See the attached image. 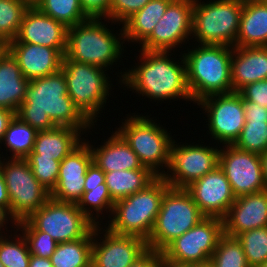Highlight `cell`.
Masks as SVG:
<instances>
[{
    "label": "cell",
    "instance_id": "1",
    "mask_svg": "<svg viewBox=\"0 0 267 267\" xmlns=\"http://www.w3.org/2000/svg\"><path fill=\"white\" fill-rule=\"evenodd\" d=\"M138 53L135 56V66L129 69L125 67L118 74L111 73L119 77L115 80L123 90L128 89L132 93L135 91L136 97L142 96V99L148 98V101L151 99L150 102L153 100L163 103L164 100H169L170 103L181 99L193 102L187 86L186 64L182 52L178 55L180 58H176V51L172 53L139 49Z\"/></svg>",
    "mask_w": 267,
    "mask_h": 267
},
{
    "label": "cell",
    "instance_id": "2",
    "mask_svg": "<svg viewBox=\"0 0 267 267\" xmlns=\"http://www.w3.org/2000/svg\"><path fill=\"white\" fill-rule=\"evenodd\" d=\"M16 116L37 131L55 126L73 127L78 130H94L92 124L74 105L68 96L64 73L58 72L30 80L24 102Z\"/></svg>",
    "mask_w": 267,
    "mask_h": 267
},
{
    "label": "cell",
    "instance_id": "3",
    "mask_svg": "<svg viewBox=\"0 0 267 267\" xmlns=\"http://www.w3.org/2000/svg\"><path fill=\"white\" fill-rule=\"evenodd\" d=\"M112 25L121 26L108 18L90 17L84 22L68 27L64 58L102 67L107 71L110 69L111 73V69H114L112 66L122 65V57H126L124 28L121 26L114 33Z\"/></svg>",
    "mask_w": 267,
    "mask_h": 267
},
{
    "label": "cell",
    "instance_id": "4",
    "mask_svg": "<svg viewBox=\"0 0 267 267\" xmlns=\"http://www.w3.org/2000/svg\"><path fill=\"white\" fill-rule=\"evenodd\" d=\"M192 45V46H190ZM191 48H189V47ZM183 52L186 80L193 104L214 94L233 92L231 82L232 47L190 43Z\"/></svg>",
    "mask_w": 267,
    "mask_h": 267
},
{
    "label": "cell",
    "instance_id": "5",
    "mask_svg": "<svg viewBox=\"0 0 267 267\" xmlns=\"http://www.w3.org/2000/svg\"><path fill=\"white\" fill-rule=\"evenodd\" d=\"M145 114L134 112L126 114V117L123 115L122 124L117 125L115 130L136 153L141 164L162 177L169 167L171 145L177 135L172 136L173 133L160 124L159 117L157 120L154 116L150 117L151 113Z\"/></svg>",
    "mask_w": 267,
    "mask_h": 267
},
{
    "label": "cell",
    "instance_id": "6",
    "mask_svg": "<svg viewBox=\"0 0 267 267\" xmlns=\"http://www.w3.org/2000/svg\"><path fill=\"white\" fill-rule=\"evenodd\" d=\"M168 187L163 177H157L143 190L116 201L104 227L116 234L137 236L147 241Z\"/></svg>",
    "mask_w": 267,
    "mask_h": 267
},
{
    "label": "cell",
    "instance_id": "7",
    "mask_svg": "<svg viewBox=\"0 0 267 267\" xmlns=\"http://www.w3.org/2000/svg\"><path fill=\"white\" fill-rule=\"evenodd\" d=\"M61 71L66 79L68 96L80 112L97 127L106 103L110 102V92L115 89L111 88L115 87L112 83L114 78L102 67L68 58H63Z\"/></svg>",
    "mask_w": 267,
    "mask_h": 267
},
{
    "label": "cell",
    "instance_id": "8",
    "mask_svg": "<svg viewBox=\"0 0 267 267\" xmlns=\"http://www.w3.org/2000/svg\"><path fill=\"white\" fill-rule=\"evenodd\" d=\"M242 7L234 0H194L191 42L236 47Z\"/></svg>",
    "mask_w": 267,
    "mask_h": 267
},
{
    "label": "cell",
    "instance_id": "9",
    "mask_svg": "<svg viewBox=\"0 0 267 267\" xmlns=\"http://www.w3.org/2000/svg\"><path fill=\"white\" fill-rule=\"evenodd\" d=\"M205 216L185 188L168 187L161 200L147 247L162 252L172 241L198 224Z\"/></svg>",
    "mask_w": 267,
    "mask_h": 267
},
{
    "label": "cell",
    "instance_id": "10",
    "mask_svg": "<svg viewBox=\"0 0 267 267\" xmlns=\"http://www.w3.org/2000/svg\"><path fill=\"white\" fill-rule=\"evenodd\" d=\"M0 170L7 187L10 213L18 222L51 198L50 191L35 178L26 159L0 158Z\"/></svg>",
    "mask_w": 267,
    "mask_h": 267
},
{
    "label": "cell",
    "instance_id": "11",
    "mask_svg": "<svg viewBox=\"0 0 267 267\" xmlns=\"http://www.w3.org/2000/svg\"><path fill=\"white\" fill-rule=\"evenodd\" d=\"M178 140L176 137L172 142L169 167L162 177L170 187L186 188L219 165L221 146H215L214 142L207 144L203 139H200L203 144L199 140L198 143Z\"/></svg>",
    "mask_w": 267,
    "mask_h": 267
},
{
    "label": "cell",
    "instance_id": "12",
    "mask_svg": "<svg viewBox=\"0 0 267 267\" xmlns=\"http://www.w3.org/2000/svg\"><path fill=\"white\" fill-rule=\"evenodd\" d=\"M203 111L206 122V137L218 146L233 145L245 125L243 98L238 92L214 94L196 103ZM208 125V126H207Z\"/></svg>",
    "mask_w": 267,
    "mask_h": 267
},
{
    "label": "cell",
    "instance_id": "13",
    "mask_svg": "<svg viewBox=\"0 0 267 267\" xmlns=\"http://www.w3.org/2000/svg\"><path fill=\"white\" fill-rule=\"evenodd\" d=\"M27 220L38 231L48 233L58 243L83 238L94 227L76 203L59 202L52 198Z\"/></svg>",
    "mask_w": 267,
    "mask_h": 267
},
{
    "label": "cell",
    "instance_id": "14",
    "mask_svg": "<svg viewBox=\"0 0 267 267\" xmlns=\"http://www.w3.org/2000/svg\"><path fill=\"white\" fill-rule=\"evenodd\" d=\"M223 233V219L205 217L172 241L161 253L176 263L189 265L206 263L210 261Z\"/></svg>",
    "mask_w": 267,
    "mask_h": 267
},
{
    "label": "cell",
    "instance_id": "15",
    "mask_svg": "<svg viewBox=\"0 0 267 267\" xmlns=\"http://www.w3.org/2000/svg\"><path fill=\"white\" fill-rule=\"evenodd\" d=\"M193 5L194 0H173L151 34L138 48L172 52L186 49V45L191 43L189 40L192 35Z\"/></svg>",
    "mask_w": 267,
    "mask_h": 267
},
{
    "label": "cell",
    "instance_id": "16",
    "mask_svg": "<svg viewBox=\"0 0 267 267\" xmlns=\"http://www.w3.org/2000/svg\"><path fill=\"white\" fill-rule=\"evenodd\" d=\"M219 167L224 171L236 198L267 189L259 154L234 145H223L219 151Z\"/></svg>",
    "mask_w": 267,
    "mask_h": 267
},
{
    "label": "cell",
    "instance_id": "17",
    "mask_svg": "<svg viewBox=\"0 0 267 267\" xmlns=\"http://www.w3.org/2000/svg\"><path fill=\"white\" fill-rule=\"evenodd\" d=\"M148 249L144 239L94 225L91 267H128Z\"/></svg>",
    "mask_w": 267,
    "mask_h": 267
},
{
    "label": "cell",
    "instance_id": "18",
    "mask_svg": "<svg viewBox=\"0 0 267 267\" xmlns=\"http://www.w3.org/2000/svg\"><path fill=\"white\" fill-rule=\"evenodd\" d=\"M205 217L224 219L236 197L219 165L185 188Z\"/></svg>",
    "mask_w": 267,
    "mask_h": 267
},
{
    "label": "cell",
    "instance_id": "19",
    "mask_svg": "<svg viewBox=\"0 0 267 267\" xmlns=\"http://www.w3.org/2000/svg\"><path fill=\"white\" fill-rule=\"evenodd\" d=\"M92 162L90 147L83 141L61 160L57 184L50 197L59 202L77 203L84 193L86 171Z\"/></svg>",
    "mask_w": 267,
    "mask_h": 267
},
{
    "label": "cell",
    "instance_id": "20",
    "mask_svg": "<svg viewBox=\"0 0 267 267\" xmlns=\"http://www.w3.org/2000/svg\"><path fill=\"white\" fill-rule=\"evenodd\" d=\"M67 27L30 6L22 19L16 37L7 43H31L56 50H66Z\"/></svg>",
    "mask_w": 267,
    "mask_h": 267
},
{
    "label": "cell",
    "instance_id": "21",
    "mask_svg": "<svg viewBox=\"0 0 267 267\" xmlns=\"http://www.w3.org/2000/svg\"><path fill=\"white\" fill-rule=\"evenodd\" d=\"M4 48L17 61L23 76L29 81L61 70L66 51L31 43H6Z\"/></svg>",
    "mask_w": 267,
    "mask_h": 267
},
{
    "label": "cell",
    "instance_id": "22",
    "mask_svg": "<svg viewBox=\"0 0 267 267\" xmlns=\"http://www.w3.org/2000/svg\"><path fill=\"white\" fill-rule=\"evenodd\" d=\"M267 226V189L239 196L223 219L224 233L236 237L238 234Z\"/></svg>",
    "mask_w": 267,
    "mask_h": 267
},
{
    "label": "cell",
    "instance_id": "23",
    "mask_svg": "<svg viewBox=\"0 0 267 267\" xmlns=\"http://www.w3.org/2000/svg\"><path fill=\"white\" fill-rule=\"evenodd\" d=\"M109 136L107 139L104 138V140L101 138L103 141H101V145H95L93 142H89L90 140L88 138H84V141L90 147L93 162L99 168L104 172H112L115 170H133L143 167L136 153L124 138L116 130H113V127Z\"/></svg>",
    "mask_w": 267,
    "mask_h": 267
},
{
    "label": "cell",
    "instance_id": "24",
    "mask_svg": "<svg viewBox=\"0 0 267 267\" xmlns=\"http://www.w3.org/2000/svg\"><path fill=\"white\" fill-rule=\"evenodd\" d=\"M261 80H267V47H232L233 92Z\"/></svg>",
    "mask_w": 267,
    "mask_h": 267
},
{
    "label": "cell",
    "instance_id": "25",
    "mask_svg": "<svg viewBox=\"0 0 267 267\" xmlns=\"http://www.w3.org/2000/svg\"><path fill=\"white\" fill-rule=\"evenodd\" d=\"M86 133L93 136L90 130H78L73 127L55 126L49 130L38 131L33 152L61 162L84 141L88 135ZM83 135L85 137H82Z\"/></svg>",
    "mask_w": 267,
    "mask_h": 267
},
{
    "label": "cell",
    "instance_id": "26",
    "mask_svg": "<svg viewBox=\"0 0 267 267\" xmlns=\"http://www.w3.org/2000/svg\"><path fill=\"white\" fill-rule=\"evenodd\" d=\"M29 82L17 61L3 47L0 50V108L17 113L24 102Z\"/></svg>",
    "mask_w": 267,
    "mask_h": 267
},
{
    "label": "cell",
    "instance_id": "27",
    "mask_svg": "<svg viewBox=\"0 0 267 267\" xmlns=\"http://www.w3.org/2000/svg\"><path fill=\"white\" fill-rule=\"evenodd\" d=\"M267 47V0L244 4L236 47Z\"/></svg>",
    "mask_w": 267,
    "mask_h": 267
},
{
    "label": "cell",
    "instance_id": "28",
    "mask_svg": "<svg viewBox=\"0 0 267 267\" xmlns=\"http://www.w3.org/2000/svg\"><path fill=\"white\" fill-rule=\"evenodd\" d=\"M172 1L150 0L142 9L128 18L122 24L126 44L128 46L130 43L140 45L151 34Z\"/></svg>",
    "mask_w": 267,
    "mask_h": 267
},
{
    "label": "cell",
    "instance_id": "29",
    "mask_svg": "<svg viewBox=\"0 0 267 267\" xmlns=\"http://www.w3.org/2000/svg\"><path fill=\"white\" fill-rule=\"evenodd\" d=\"M158 176L147 167L105 172V183L114 202L146 188Z\"/></svg>",
    "mask_w": 267,
    "mask_h": 267
},
{
    "label": "cell",
    "instance_id": "30",
    "mask_svg": "<svg viewBox=\"0 0 267 267\" xmlns=\"http://www.w3.org/2000/svg\"><path fill=\"white\" fill-rule=\"evenodd\" d=\"M37 132L35 128H32L15 115L0 143V158L25 159L33 151ZM1 146H4V152L6 149V154L8 152L10 154H3Z\"/></svg>",
    "mask_w": 267,
    "mask_h": 267
},
{
    "label": "cell",
    "instance_id": "31",
    "mask_svg": "<svg viewBox=\"0 0 267 267\" xmlns=\"http://www.w3.org/2000/svg\"><path fill=\"white\" fill-rule=\"evenodd\" d=\"M93 228L75 241L58 243L50 260L53 267H91Z\"/></svg>",
    "mask_w": 267,
    "mask_h": 267
},
{
    "label": "cell",
    "instance_id": "32",
    "mask_svg": "<svg viewBox=\"0 0 267 267\" xmlns=\"http://www.w3.org/2000/svg\"><path fill=\"white\" fill-rule=\"evenodd\" d=\"M114 203L104 182L102 187L84 188V193L76 204L94 225H104L107 218L109 220L111 217ZM105 219L106 221H103Z\"/></svg>",
    "mask_w": 267,
    "mask_h": 267
},
{
    "label": "cell",
    "instance_id": "33",
    "mask_svg": "<svg viewBox=\"0 0 267 267\" xmlns=\"http://www.w3.org/2000/svg\"><path fill=\"white\" fill-rule=\"evenodd\" d=\"M30 257L27 241L18 229L0 234V262L4 267H29Z\"/></svg>",
    "mask_w": 267,
    "mask_h": 267
},
{
    "label": "cell",
    "instance_id": "34",
    "mask_svg": "<svg viewBox=\"0 0 267 267\" xmlns=\"http://www.w3.org/2000/svg\"><path fill=\"white\" fill-rule=\"evenodd\" d=\"M35 6L67 28L90 18L82 9L79 0H40Z\"/></svg>",
    "mask_w": 267,
    "mask_h": 267
},
{
    "label": "cell",
    "instance_id": "35",
    "mask_svg": "<svg viewBox=\"0 0 267 267\" xmlns=\"http://www.w3.org/2000/svg\"><path fill=\"white\" fill-rule=\"evenodd\" d=\"M29 7L24 0H0V43L3 46L18 34Z\"/></svg>",
    "mask_w": 267,
    "mask_h": 267
},
{
    "label": "cell",
    "instance_id": "36",
    "mask_svg": "<svg viewBox=\"0 0 267 267\" xmlns=\"http://www.w3.org/2000/svg\"><path fill=\"white\" fill-rule=\"evenodd\" d=\"M210 262L214 267H249L239 240L225 233L219 237Z\"/></svg>",
    "mask_w": 267,
    "mask_h": 267
},
{
    "label": "cell",
    "instance_id": "37",
    "mask_svg": "<svg viewBox=\"0 0 267 267\" xmlns=\"http://www.w3.org/2000/svg\"><path fill=\"white\" fill-rule=\"evenodd\" d=\"M239 240L249 267H257L267 261V226L242 232Z\"/></svg>",
    "mask_w": 267,
    "mask_h": 267
},
{
    "label": "cell",
    "instance_id": "38",
    "mask_svg": "<svg viewBox=\"0 0 267 267\" xmlns=\"http://www.w3.org/2000/svg\"><path fill=\"white\" fill-rule=\"evenodd\" d=\"M236 148L263 154L267 151V121L245 120V125L233 144Z\"/></svg>",
    "mask_w": 267,
    "mask_h": 267
},
{
    "label": "cell",
    "instance_id": "39",
    "mask_svg": "<svg viewBox=\"0 0 267 267\" xmlns=\"http://www.w3.org/2000/svg\"><path fill=\"white\" fill-rule=\"evenodd\" d=\"M17 229L26 239L31 255L50 258L54 253L58 242L48 233L38 231L27 219L19 221Z\"/></svg>",
    "mask_w": 267,
    "mask_h": 267
},
{
    "label": "cell",
    "instance_id": "40",
    "mask_svg": "<svg viewBox=\"0 0 267 267\" xmlns=\"http://www.w3.org/2000/svg\"><path fill=\"white\" fill-rule=\"evenodd\" d=\"M25 159L29 162L35 178L51 192L57 184L61 162L42 157L33 151Z\"/></svg>",
    "mask_w": 267,
    "mask_h": 267
},
{
    "label": "cell",
    "instance_id": "41",
    "mask_svg": "<svg viewBox=\"0 0 267 267\" xmlns=\"http://www.w3.org/2000/svg\"><path fill=\"white\" fill-rule=\"evenodd\" d=\"M149 1L150 0H111L109 19L114 23L123 24Z\"/></svg>",
    "mask_w": 267,
    "mask_h": 267
},
{
    "label": "cell",
    "instance_id": "42",
    "mask_svg": "<svg viewBox=\"0 0 267 267\" xmlns=\"http://www.w3.org/2000/svg\"><path fill=\"white\" fill-rule=\"evenodd\" d=\"M238 93L243 100L252 101L267 108V80L249 83L241 88Z\"/></svg>",
    "mask_w": 267,
    "mask_h": 267
},
{
    "label": "cell",
    "instance_id": "43",
    "mask_svg": "<svg viewBox=\"0 0 267 267\" xmlns=\"http://www.w3.org/2000/svg\"><path fill=\"white\" fill-rule=\"evenodd\" d=\"M84 12L93 18H108L111 0H79Z\"/></svg>",
    "mask_w": 267,
    "mask_h": 267
},
{
    "label": "cell",
    "instance_id": "44",
    "mask_svg": "<svg viewBox=\"0 0 267 267\" xmlns=\"http://www.w3.org/2000/svg\"><path fill=\"white\" fill-rule=\"evenodd\" d=\"M104 178L105 172L92 162L86 171L84 188L102 187V183L105 182Z\"/></svg>",
    "mask_w": 267,
    "mask_h": 267
},
{
    "label": "cell",
    "instance_id": "45",
    "mask_svg": "<svg viewBox=\"0 0 267 267\" xmlns=\"http://www.w3.org/2000/svg\"><path fill=\"white\" fill-rule=\"evenodd\" d=\"M245 120L267 121V108L255 102L243 100Z\"/></svg>",
    "mask_w": 267,
    "mask_h": 267
},
{
    "label": "cell",
    "instance_id": "46",
    "mask_svg": "<svg viewBox=\"0 0 267 267\" xmlns=\"http://www.w3.org/2000/svg\"><path fill=\"white\" fill-rule=\"evenodd\" d=\"M160 257L161 252L148 248L128 267H159Z\"/></svg>",
    "mask_w": 267,
    "mask_h": 267
},
{
    "label": "cell",
    "instance_id": "47",
    "mask_svg": "<svg viewBox=\"0 0 267 267\" xmlns=\"http://www.w3.org/2000/svg\"><path fill=\"white\" fill-rule=\"evenodd\" d=\"M9 222L11 223L9 224ZM17 223L18 221L12 216L10 211L5 206L0 205V234L10 233V231L12 232V230L15 231L17 229ZM9 227L11 228V230L9 229Z\"/></svg>",
    "mask_w": 267,
    "mask_h": 267
},
{
    "label": "cell",
    "instance_id": "48",
    "mask_svg": "<svg viewBox=\"0 0 267 267\" xmlns=\"http://www.w3.org/2000/svg\"><path fill=\"white\" fill-rule=\"evenodd\" d=\"M15 115L16 113L9 109L0 108V143L4 137L5 131L7 130L9 123Z\"/></svg>",
    "mask_w": 267,
    "mask_h": 267
},
{
    "label": "cell",
    "instance_id": "49",
    "mask_svg": "<svg viewBox=\"0 0 267 267\" xmlns=\"http://www.w3.org/2000/svg\"><path fill=\"white\" fill-rule=\"evenodd\" d=\"M0 205L5 206L10 211V200L1 170H0Z\"/></svg>",
    "mask_w": 267,
    "mask_h": 267
},
{
    "label": "cell",
    "instance_id": "50",
    "mask_svg": "<svg viewBox=\"0 0 267 267\" xmlns=\"http://www.w3.org/2000/svg\"><path fill=\"white\" fill-rule=\"evenodd\" d=\"M29 267H53L50 258L31 255Z\"/></svg>",
    "mask_w": 267,
    "mask_h": 267
},
{
    "label": "cell",
    "instance_id": "51",
    "mask_svg": "<svg viewBox=\"0 0 267 267\" xmlns=\"http://www.w3.org/2000/svg\"><path fill=\"white\" fill-rule=\"evenodd\" d=\"M159 267H192V265L173 262L165 258L161 253Z\"/></svg>",
    "mask_w": 267,
    "mask_h": 267
},
{
    "label": "cell",
    "instance_id": "52",
    "mask_svg": "<svg viewBox=\"0 0 267 267\" xmlns=\"http://www.w3.org/2000/svg\"><path fill=\"white\" fill-rule=\"evenodd\" d=\"M261 163H262V171H263V177L264 182L267 187V151L260 155Z\"/></svg>",
    "mask_w": 267,
    "mask_h": 267
},
{
    "label": "cell",
    "instance_id": "53",
    "mask_svg": "<svg viewBox=\"0 0 267 267\" xmlns=\"http://www.w3.org/2000/svg\"><path fill=\"white\" fill-rule=\"evenodd\" d=\"M192 267H214V266H213V264L209 261V262L202 263V264L192 265Z\"/></svg>",
    "mask_w": 267,
    "mask_h": 267
},
{
    "label": "cell",
    "instance_id": "54",
    "mask_svg": "<svg viewBox=\"0 0 267 267\" xmlns=\"http://www.w3.org/2000/svg\"><path fill=\"white\" fill-rule=\"evenodd\" d=\"M234 1L244 5V4H247V3H254V2H258V1H262V0H234Z\"/></svg>",
    "mask_w": 267,
    "mask_h": 267
},
{
    "label": "cell",
    "instance_id": "55",
    "mask_svg": "<svg viewBox=\"0 0 267 267\" xmlns=\"http://www.w3.org/2000/svg\"><path fill=\"white\" fill-rule=\"evenodd\" d=\"M29 6H35L40 0H24Z\"/></svg>",
    "mask_w": 267,
    "mask_h": 267
},
{
    "label": "cell",
    "instance_id": "56",
    "mask_svg": "<svg viewBox=\"0 0 267 267\" xmlns=\"http://www.w3.org/2000/svg\"><path fill=\"white\" fill-rule=\"evenodd\" d=\"M257 267H267V261L264 264L258 265Z\"/></svg>",
    "mask_w": 267,
    "mask_h": 267
},
{
    "label": "cell",
    "instance_id": "57",
    "mask_svg": "<svg viewBox=\"0 0 267 267\" xmlns=\"http://www.w3.org/2000/svg\"><path fill=\"white\" fill-rule=\"evenodd\" d=\"M4 46L0 43V50L3 48Z\"/></svg>",
    "mask_w": 267,
    "mask_h": 267
}]
</instances>
